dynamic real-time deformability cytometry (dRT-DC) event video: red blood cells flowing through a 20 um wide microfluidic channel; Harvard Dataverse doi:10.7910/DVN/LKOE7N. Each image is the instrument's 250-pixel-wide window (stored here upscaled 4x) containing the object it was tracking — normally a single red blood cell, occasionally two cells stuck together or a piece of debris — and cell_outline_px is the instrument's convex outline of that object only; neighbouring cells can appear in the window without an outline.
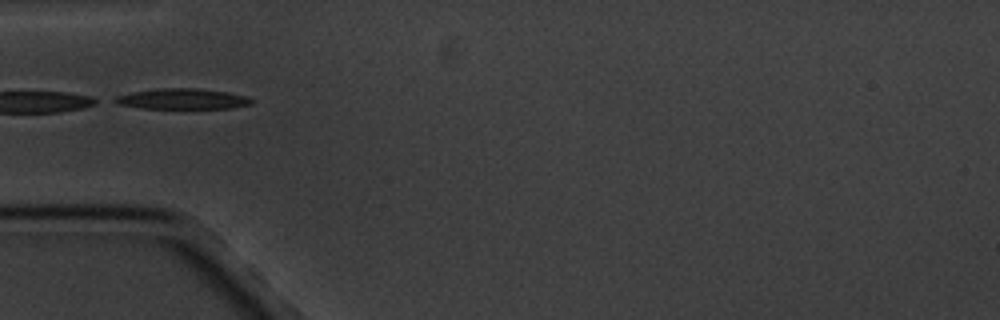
{"species": "common noctule bat (a hibernating species)", "species_latin": "Nyctalus noctula", "temperature_condition": "cold", "stored_images_in_passage": 9, "segment_of_instrument_passage": [2, 2], "camera_frame_rate_fps": 3000, "um_per_image_px": 0.085, "animal": {"sex": "male", "body_mass_g": 20.1, "forearm_length_mm": 53.5}, "frame": {"image": 1, "passage_image": 4, "time_ms": 3.667, "image_size_px": [1000, 320], "cell_outline_px": [[252, 104], [232, 108], [140, 108], [116, 104], [108, 100], [116, 96], [132, 92], [160, 88], [196, 88], [228, 92], [248, 96], [252, 100]], "centroid_in_image_um": [15.45, 8.41], "position_along_channel_um": 69.5, "area_um2": 16.53}}
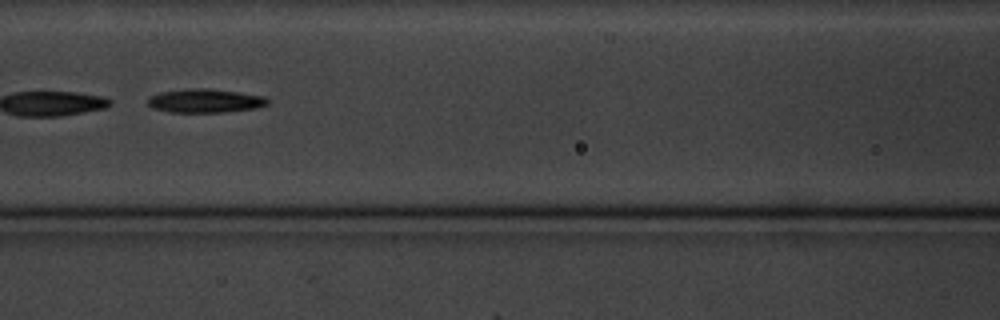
{"frame": {"image": 2, "passage_image": 6, "time_ms": 6.0, "image_size_px": [1000, 320], "cell_outline_px": [[268, 104], [256, 108], [224, 112], [168, 112], [152, 108], [148, 104], [148, 96], [160, 92], [184, 88], [208, 88], [264, 96], [268, 100]], "centroid_in_image_um": [17.38, 8.56], "position_along_channel_um": 149.2, "area_um2": 16.65}}